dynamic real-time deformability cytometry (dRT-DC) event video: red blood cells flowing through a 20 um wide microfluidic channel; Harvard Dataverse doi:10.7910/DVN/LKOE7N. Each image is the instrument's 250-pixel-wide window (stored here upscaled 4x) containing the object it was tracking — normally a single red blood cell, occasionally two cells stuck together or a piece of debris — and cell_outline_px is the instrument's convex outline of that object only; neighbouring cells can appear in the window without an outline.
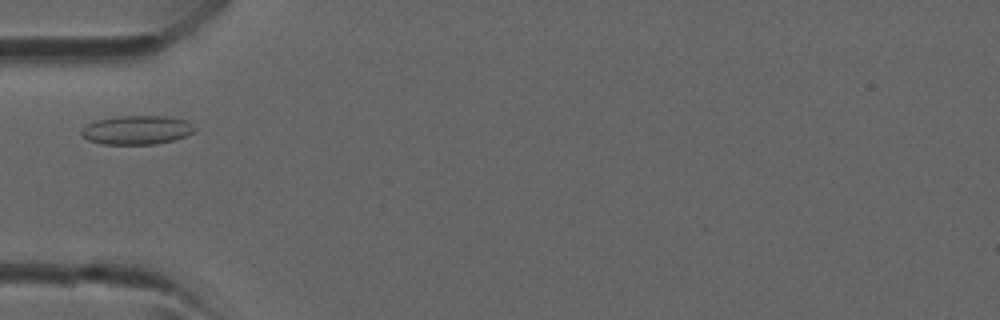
{"species": "common noctule bat (a hibernating species)", "species_latin": "Nyctalus noctula", "temperature_condition": "room temperature", "stored_images_in_passage": 3, "camera_frame_rate_fps": 3000, "um_per_image_px": 0.085, "animal": {"sex": "male", "forearm_length_mm": 52.5}, "frame": {"image": 1, "passage_image": 2, "time_ms": 1.333, "image_size_px": [1000, 320], "cell_outline_px": [[196, 132], [172, 140], [156, 144], [100, 144], [88, 140], [80, 132], [88, 124], [96, 120], [120, 116], [164, 116], [188, 120], [196, 128]], "centroid_in_image_um": [11.67, 11.05], "position_along_channel_um": 73.3, "area_um2": 19.02}}
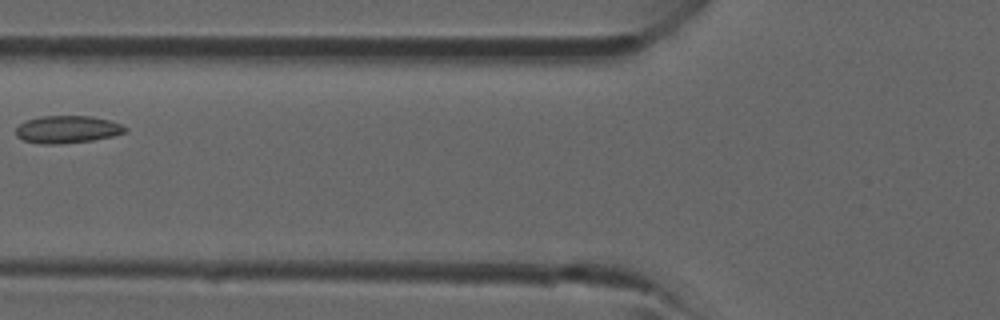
{"frame": {"image": 2, "passage_image": 3, "time_ms": 2.333, "image_size_px": [1000, 320], "cell_outline_px": [[128, 132], [112, 136], [92, 140], [60, 144], [40, 144], [24, 140], [16, 136], [16, 128], [20, 124], [28, 120], [40, 116], [92, 116], [108, 120], [120, 124], [128, 128]], "centroid_in_image_um": [5.73, 11.0], "position_along_channel_um": 120.1, "area_um2": 17.46}}